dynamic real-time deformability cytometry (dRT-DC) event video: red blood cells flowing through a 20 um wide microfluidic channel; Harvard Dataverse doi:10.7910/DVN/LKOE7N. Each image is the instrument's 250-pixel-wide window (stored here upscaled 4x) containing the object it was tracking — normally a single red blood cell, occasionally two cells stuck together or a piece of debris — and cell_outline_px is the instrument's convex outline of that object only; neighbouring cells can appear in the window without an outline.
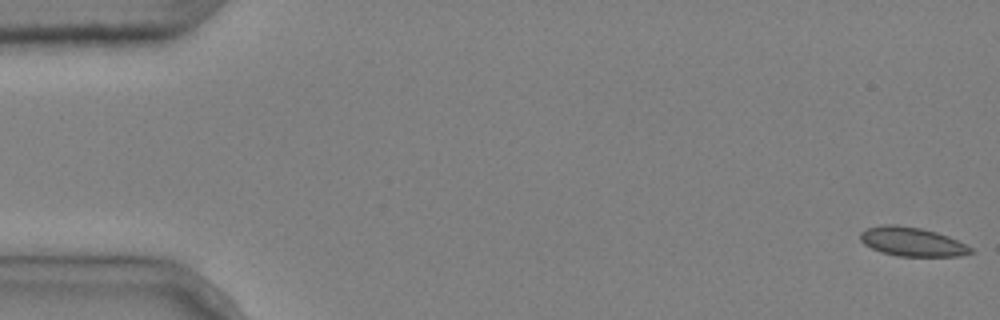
{"species": "common noctule bat (a hibernating species)", "species_latin": "Nyctalus noctula", "temperature_condition": "cold", "stored_images_in_passage": 5, "camera_frame_rate_fps": 3000, "um_per_image_px": 0.085, "animal": {"sex": "male", "body_mass_g": 20.4}, "frame": {"image": 1, "passage_image": 1, "time_ms": 0.0, "image_size_px": [1000, 320], "cell_outline_px": [[976, 252], [960, 256], [900, 256], [880, 252], [864, 244], [860, 240], [860, 232], [868, 228], [884, 224], [896, 224], [920, 228], [936, 232], [948, 236], [972, 248]], "centroid_in_image_um": [77.52, 20.55], "position_along_channel_um": 7.5, "area_um2": 18.61}}
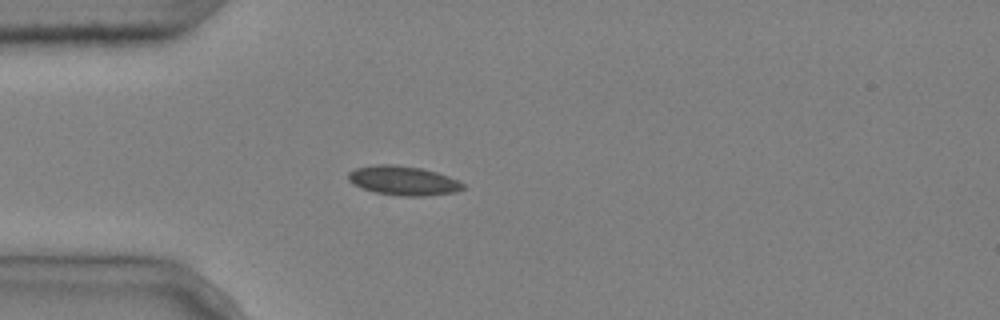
{"frame": {"image": 2, "passage_image": 5, "time_ms": 1.333, "image_size_px": [1000, 320], "cell_outline_px": [[464, 188], [456, 192], [424, 196], [400, 196], [376, 192], [360, 188], [352, 184], [348, 180], [348, 172], [356, 168], [376, 164], [392, 164], [420, 168], [436, 172], [448, 176], [464, 184]], "centroid_in_image_um": [34.24, 15.35], "position_along_channel_um": 50.8, "area_um2": 19.54}}